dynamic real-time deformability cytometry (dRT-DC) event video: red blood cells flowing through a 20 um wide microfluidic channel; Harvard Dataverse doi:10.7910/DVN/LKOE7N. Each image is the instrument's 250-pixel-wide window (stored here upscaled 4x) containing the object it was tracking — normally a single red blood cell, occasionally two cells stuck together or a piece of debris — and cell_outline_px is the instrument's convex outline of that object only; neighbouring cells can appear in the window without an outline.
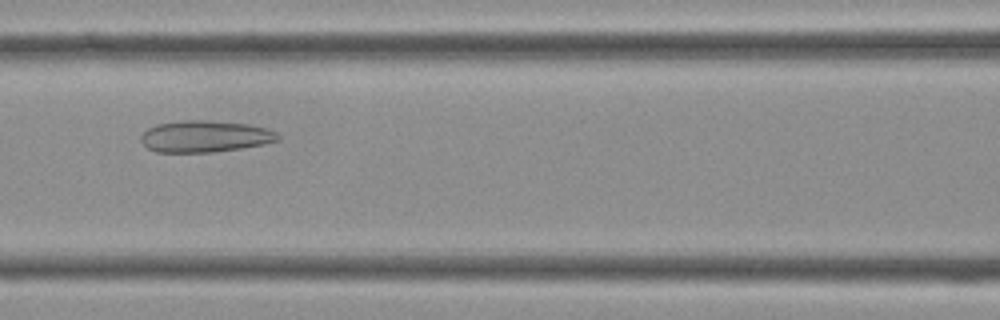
{"species": "Egyptian fruit bat (a non-hibernating species)", "species_latin": "Rousettus aegyptiacus", "temperature_condition": "cold", "stored_images_in_passage": 39, "camera_frame_rate_fps": 3000, "um_per_image_px": 0.085, "frame": {"image": 1, "passage_image": 16, "time_ms": 5.0, "image_size_px": [1000, 320], "cell_outline_px": [[280, 140], [264, 144], [240, 148], [212, 152], [156, 152], [148, 148], [140, 140], [140, 136], [148, 128], [156, 124], [184, 120], [204, 120], [248, 124], [268, 128], [276, 132], [280, 136]], "centroid_in_image_um": [17.43, 11.59], "position_along_channel_um": 149.2, "area_um2": 25.26}}
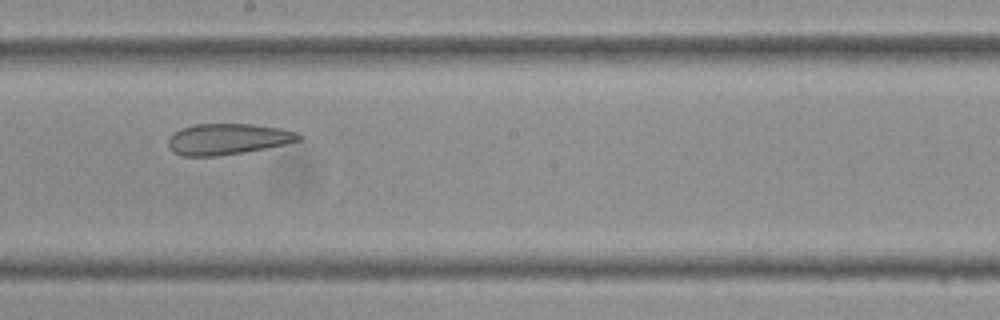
{"frame": {"image": 2, "passage_image": 21, "time_ms": 6.667, "image_size_px": [1000, 320], "cell_outline_px": [[300, 140], [284, 144], [244, 152], [216, 156], [180, 156], [172, 152], [168, 144], [168, 140], [180, 128], [196, 124], [252, 124], [284, 128], [296, 132], [300, 136]], "centroid_in_image_um": [19.34, 11.82], "position_along_channel_um": 228.9, "area_um2": 23.47}}
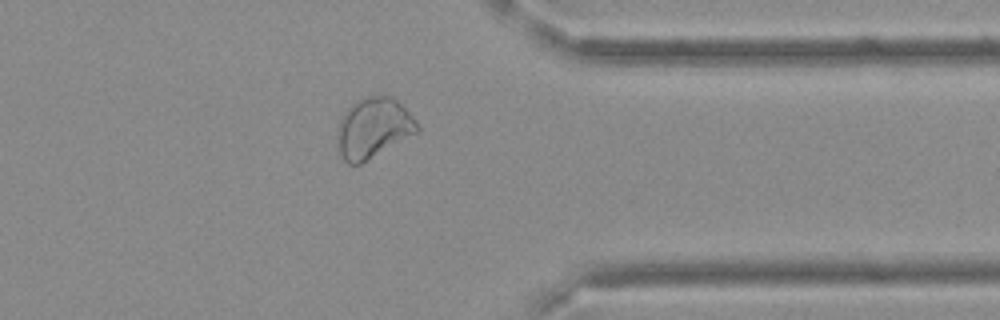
{"frame": {"image": 3, "passage_image": 31, "time_ms": 10.0, "image_size_px": [1000, 320], "cell_outline_px": [[420, 128], [416, 132], [360, 164], [348, 164], [344, 160], [340, 152], [336, 136], [336, 128], [340, 116], [352, 104], [368, 96], [392, 96], [416, 120]], "centroid_in_image_um": [31.68, 10.87], "position_along_channel_um": 379.7, "area_um2": 27.63}}